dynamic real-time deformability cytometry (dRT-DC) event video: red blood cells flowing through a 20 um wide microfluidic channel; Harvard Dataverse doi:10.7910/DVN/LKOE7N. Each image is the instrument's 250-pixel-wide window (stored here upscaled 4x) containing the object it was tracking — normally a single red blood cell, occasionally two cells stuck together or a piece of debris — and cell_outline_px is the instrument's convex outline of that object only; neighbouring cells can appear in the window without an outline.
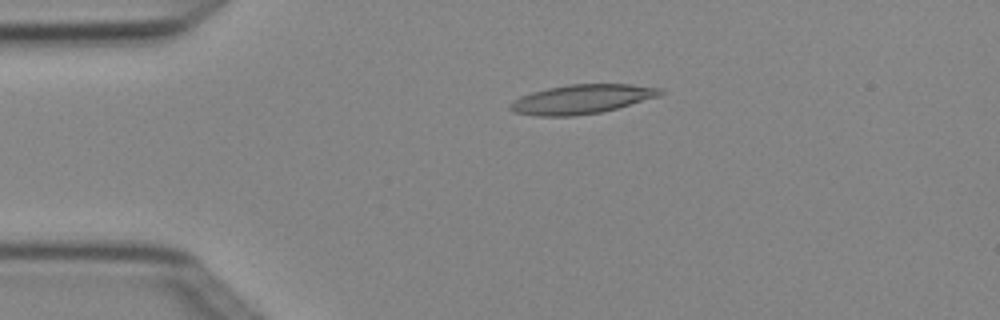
{"species": "Egyptian fruit bat (a non-hibernating species)", "species_latin": "Rousettus aegyptiacus", "temperature_condition": "cold", "stored_images_in_passage": 4, "camera_frame_rate_fps": 3000, "um_per_image_px": 0.085, "animal": {"sex": "female"}, "frame": {"image": 1, "passage_image": 3, "time_ms": 0.667, "image_size_px": [1000, 320], "cell_outline_px": [[664, 92], [660, 96], [616, 108], [600, 112], [576, 116], [536, 116], [516, 112], [508, 108], [508, 104], [520, 96], [532, 92], [548, 88], [568, 84], [632, 84], [660, 88]], "centroid_in_image_um": [49.43, 8.43], "position_along_channel_um": 35.6, "area_um2": 25.49}}